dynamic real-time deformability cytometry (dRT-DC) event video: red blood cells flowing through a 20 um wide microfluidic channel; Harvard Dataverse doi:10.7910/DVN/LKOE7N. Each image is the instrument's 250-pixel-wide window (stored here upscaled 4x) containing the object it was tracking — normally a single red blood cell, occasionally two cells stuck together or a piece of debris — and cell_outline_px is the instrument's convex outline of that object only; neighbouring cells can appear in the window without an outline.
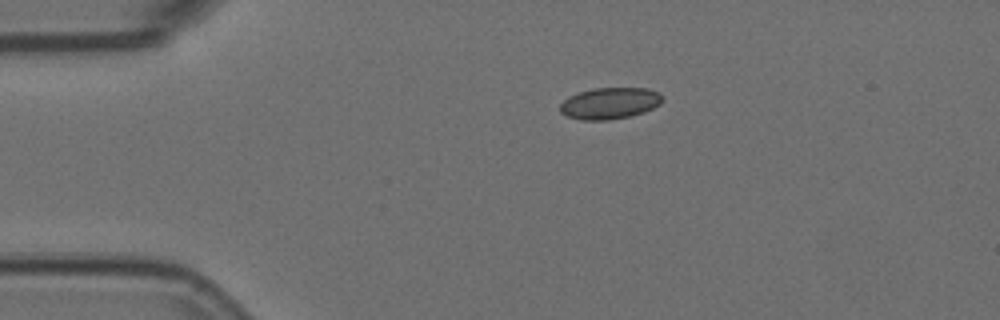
{"species": "Egyptian fruit bat (a non-hibernating species)", "species_latin": "Rousettus aegyptiacus", "temperature_condition": "room temperature", "stored_images_in_passage": 2, "camera_frame_rate_fps": 3000, "um_per_image_px": 0.085, "animal": {"sex": "female"}, "frame": {"image": 1, "passage_image": 1, "time_ms": 0.0, "image_size_px": [1000, 320], "cell_outline_px": [[660, 104], [644, 112], [628, 116], [608, 120], [580, 120], [568, 116], [560, 112], [560, 104], [568, 96], [592, 88], [648, 88], [660, 92]], "centroid_in_image_um": [51.8, 8.77], "position_along_channel_um": 33.2, "area_um2": 18.67}}